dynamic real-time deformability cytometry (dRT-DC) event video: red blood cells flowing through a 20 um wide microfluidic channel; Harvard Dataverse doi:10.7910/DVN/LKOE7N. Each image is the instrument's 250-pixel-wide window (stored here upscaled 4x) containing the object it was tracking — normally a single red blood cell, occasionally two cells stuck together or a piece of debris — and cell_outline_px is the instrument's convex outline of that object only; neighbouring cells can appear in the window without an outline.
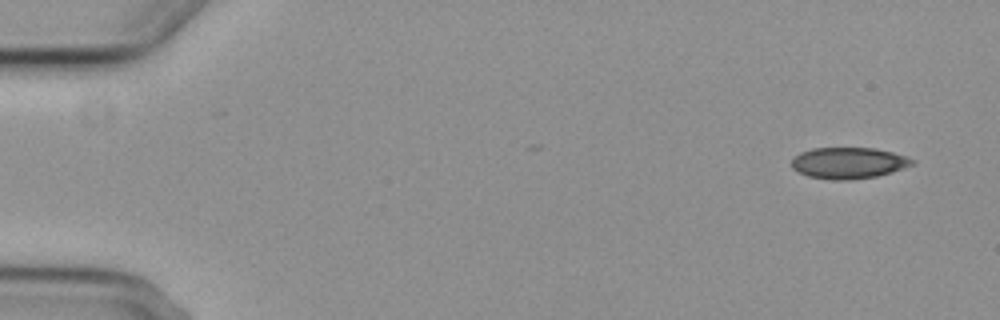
{"species": "common noctule bat (a hibernating species)", "species_latin": "Nyctalus noctula", "temperature_condition": "cold", "stored_images_in_passage": 5, "camera_frame_rate_fps": 3000, "um_per_image_px": 0.085, "animal": {"sex": "female", "body_mass_g": 29.2, "forearm_length_mm": 56.3}, "frame": {"image": 1, "passage_image": 1, "time_ms": 0.0, "image_size_px": [1000, 320], "cell_outline_px": [[916, 164], [892, 172], [876, 176], [848, 180], [832, 180], [808, 176], [792, 168], [792, 160], [800, 152], [812, 148], [876, 148], [908, 156], [916, 160]], "centroid_in_image_um": [72.18, 13.85], "position_along_channel_um": 12.8, "area_um2": 22.08}}
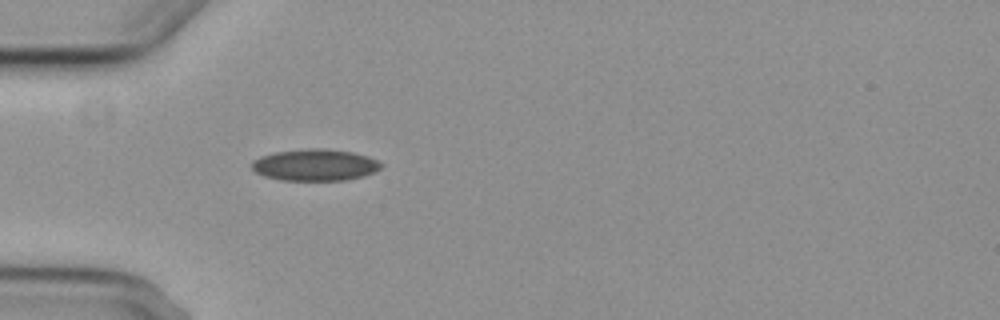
{"frame": {"image": 2, "passage_image": 5, "time_ms": 4.667, "image_size_px": [1000, 320], "cell_outline_px": [[384, 164], [380, 168], [364, 176], [348, 180], [280, 180], [264, 176], [256, 172], [252, 168], [252, 160], [260, 156], [276, 152], [308, 148], [324, 148], [352, 152], [368, 156]], "centroid_in_image_um": [26.77, 14.02], "position_along_channel_um": 58.2, "area_um2": 23.87}}